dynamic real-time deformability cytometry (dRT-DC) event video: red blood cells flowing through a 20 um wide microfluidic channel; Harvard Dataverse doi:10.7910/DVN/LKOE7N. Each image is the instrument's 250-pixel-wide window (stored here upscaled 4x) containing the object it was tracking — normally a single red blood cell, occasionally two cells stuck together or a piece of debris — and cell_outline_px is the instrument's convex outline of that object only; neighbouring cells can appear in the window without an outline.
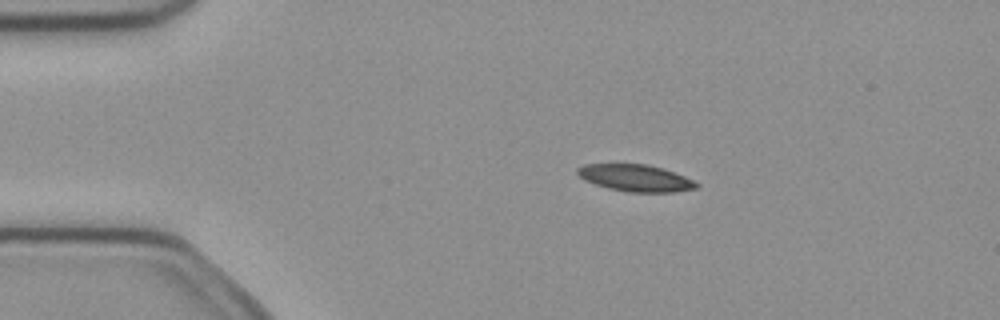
{"species": "common noctule bat (a hibernating species)", "species_latin": "Nyctalus noctula", "temperature_condition": "cold", "stored_images_in_passage": 5, "camera_frame_rate_fps": 3000, "um_per_image_px": 0.085, "animal": {"sex": "female", "body_mass_g": 21.9}, "frame": {"image": 1, "passage_image": 3, "time_ms": 0.667, "image_size_px": [1000, 320], "cell_outline_px": [[700, 184], [696, 188], [676, 192], [628, 192], [608, 188], [584, 180], [576, 172], [576, 168], [584, 164], [648, 164], [664, 168], [684, 176]], "centroid_in_image_um": [54.02, 15.12], "position_along_channel_um": 31.0, "area_um2": 18.67}}